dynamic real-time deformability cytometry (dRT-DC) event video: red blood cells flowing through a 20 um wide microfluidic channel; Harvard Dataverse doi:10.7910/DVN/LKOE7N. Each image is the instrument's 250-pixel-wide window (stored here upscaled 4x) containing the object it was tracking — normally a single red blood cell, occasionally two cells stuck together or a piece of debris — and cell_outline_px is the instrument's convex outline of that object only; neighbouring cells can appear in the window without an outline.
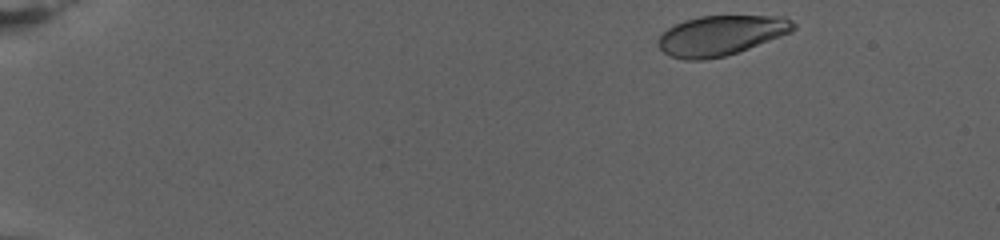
{"species": "human", "species_latin": "Homo sapiens", "temperature_condition": "warm", "stored_images_in_passage": 71, "camera_frame_rate_fps": 3000, "um_per_image_px": 0.085, "donor": {"sex": "female"}, "frame": {"image": 1, "passage_image": 2, "time_ms": 0.333, "image_size_px": [1000, 240], "cell_outline_px": [[796, 28], [792, 32], [748, 48], [724, 56], [704, 60], [684, 60], [672, 56], [664, 52], [656, 44], [660, 36], [668, 28], [684, 20], [700, 16], [784, 16], [792, 20], [796, 24]], "centroid_in_image_um": [61.29, 3.0], "position_along_channel_um": 23.7, "area_um2": 31.33}}
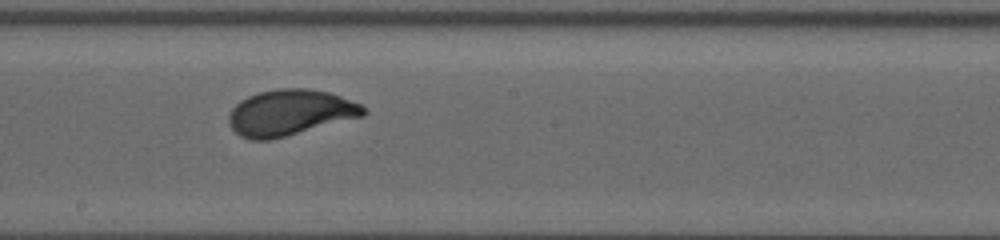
{"frame": {"image": 2, "passage_image": 39, "time_ms": 12.667, "image_size_px": [1000, 240], "cell_outline_px": [[368, 112], [364, 116], [268, 140], [252, 140], [240, 136], [228, 124], [228, 116], [232, 108], [240, 100], [248, 96], [260, 92], [280, 88], [308, 88], [328, 92], [340, 96], [360, 104]], "centroid_in_image_um": [24.63, 9.57], "position_along_channel_um": 223.6, "area_um2": 35.78}}
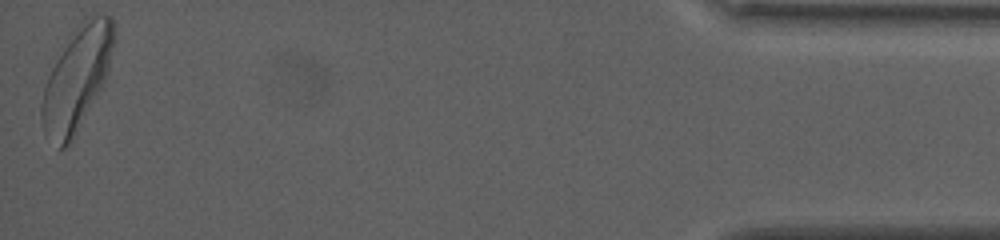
{"frame": {"image": 3, "passage_image": 71, "time_ms": 23.333, "image_size_px": [1000, 240], "cell_outline_px": [[112, 48], [108, 68], [104, 80], [100, 88], [68, 148], [60, 148], [44, 132], [40, 116], [40, 104], [44, 88], [48, 76], [56, 60], [64, 48], [76, 32], [96, 12], [112, 16]], "centroid_in_image_um": [6.49, 6.77], "position_along_channel_um": 428.7, "area_um2": 41.38}, "authors_computed_cell_mechanics": {"area_um2": 34.68, "velocity_mm_per_s": 2.6476, "shape_relaxation_time_tau1_ms": 4.8743, "shape_relaxation_time_tau2_ms": null, "deformation_change_tau1": 0.1833, "deformation_change_tau2": null}}